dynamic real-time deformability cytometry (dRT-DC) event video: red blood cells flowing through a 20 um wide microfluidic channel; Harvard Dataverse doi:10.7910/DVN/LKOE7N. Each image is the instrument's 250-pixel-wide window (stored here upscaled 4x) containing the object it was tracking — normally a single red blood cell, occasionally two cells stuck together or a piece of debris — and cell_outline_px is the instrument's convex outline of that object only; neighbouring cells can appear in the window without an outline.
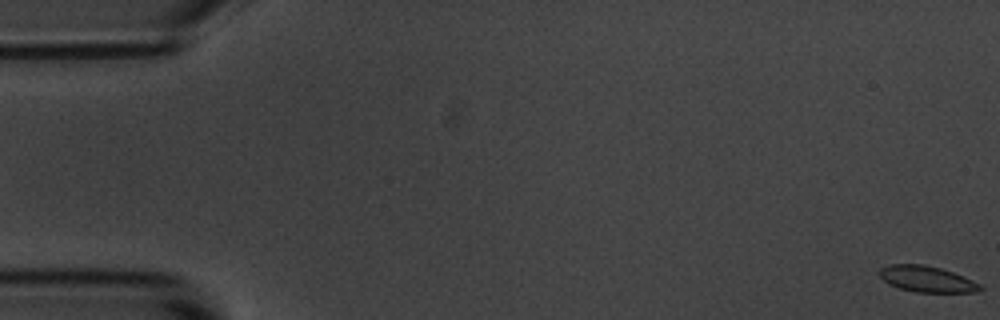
{"species": "common noctule bat (a hibernating species)", "species_latin": "Nyctalus noctula", "temperature_condition": "room temperature", "stored_images_in_passage": 9, "camera_frame_rate_fps": 3000, "um_per_image_px": 0.085, "animal": {"sex": "male", "body_mass_g": 20.1, "forearm_length_mm": 53.5}, "frame": {"image": 1, "passage_image": 1, "time_ms": 0.0, "image_size_px": [1000, 320], "cell_outline_px": [[984, 288], [976, 292], [916, 292], [900, 288], [888, 284], [880, 276], [880, 268], [888, 264], [924, 264], [940, 268], [952, 272], [972, 280], [980, 284]], "centroid_in_image_um": [78.77, 23.71], "position_along_channel_um": 6.2, "area_um2": 15.2}}
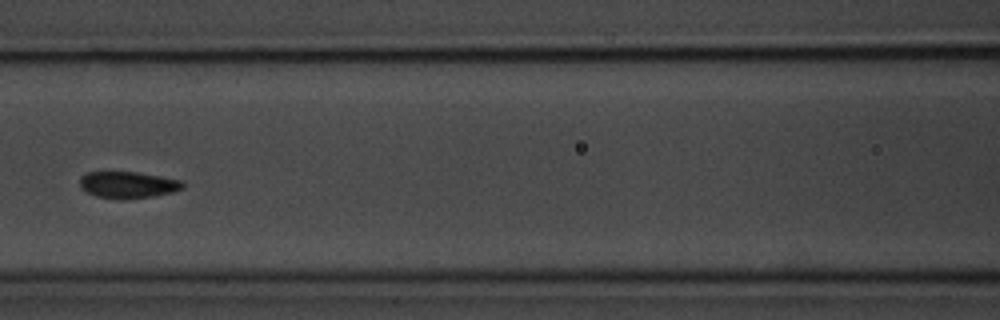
{"frame": {"image": 2, "passage_image": 8, "time_ms": 8.0, "image_size_px": [1000, 320], "cell_outline_px": [[184, 188], [172, 192], [152, 196], [96, 196], [84, 192], [80, 188], [80, 176], [84, 172], [136, 172], [160, 176], [180, 180], [184, 184]], "centroid_in_image_um": [10.83, 15.66], "position_along_channel_um": 155.8, "area_um2": 15.32}}
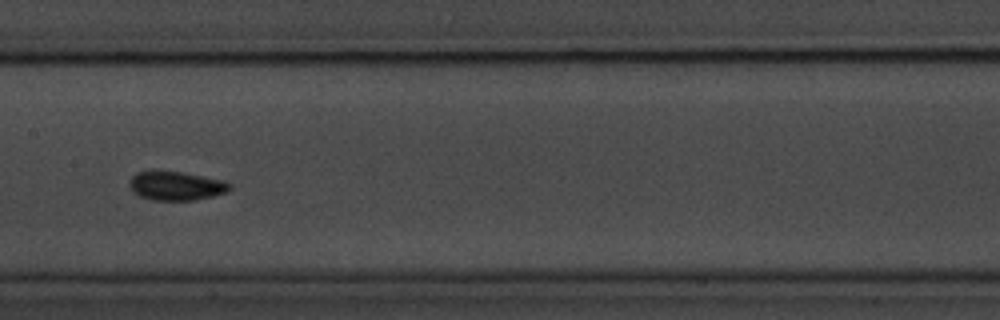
{"frame": {"image": 3, "passage_image": 9, "time_ms": 9.0, "image_size_px": [1000, 320], "cell_outline_px": [[232, 188], [228, 192], [196, 200], [152, 200], [140, 196], [132, 192], [128, 184], [128, 180], [136, 172], [152, 168], [156, 168], [180, 172], [224, 180], [232, 184]], "centroid_in_image_um": [14.91, 15.76], "position_along_channel_um": 192.5, "area_um2": 17.57}}